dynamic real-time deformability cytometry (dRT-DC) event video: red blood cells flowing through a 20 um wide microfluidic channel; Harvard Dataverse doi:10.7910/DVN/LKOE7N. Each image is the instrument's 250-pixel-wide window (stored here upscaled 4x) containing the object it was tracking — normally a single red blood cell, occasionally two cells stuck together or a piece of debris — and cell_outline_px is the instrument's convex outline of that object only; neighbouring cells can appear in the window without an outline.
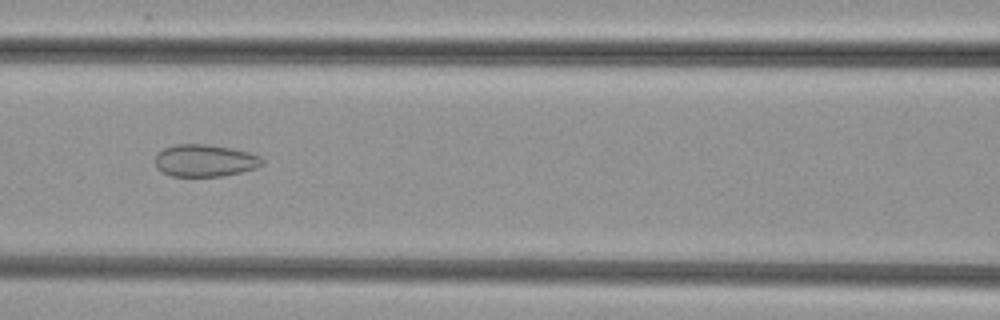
{"species": "common noctule bat (a hibernating species)", "species_latin": "Nyctalus noctula", "temperature_condition": "cold", "stored_images_in_passage": 52, "camera_frame_rate_fps": 3000, "um_per_image_px": 0.085, "animal": {"sex": "female", "body_mass_g": 29.2, "forearm_length_mm": 56.3}, "frame": {"image": 1, "passage_image": 23, "time_ms": 7.333, "image_size_px": [1000, 320], "cell_outline_px": [[264, 164], [256, 168], [240, 172], [220, 176], [172, 176], [156, 168], [156, 156], [164, 148], [176, 144], [204, 144], [232, 148], [248, 152], [260, 156], [264, 160]], "centroid_in_image_um": [17.44, 13.64], "position_along_channel_um": 149.2, "area_um2": 19.94}}
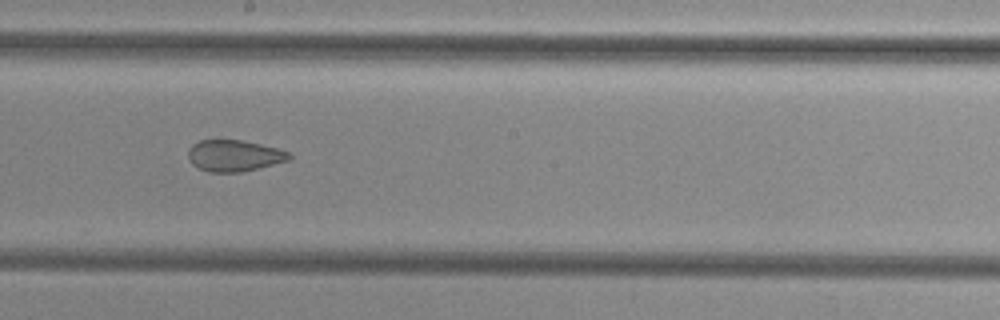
{"frame": {"image": 2, "passage_image": 29, "time_ms": 9.333, "image_size_px": [1000, 320], "cell_outline_px": [[292, 156], [288, 160], [240, 172], [208, 172], [196, 168], [188, 160], [188, 148], [192, 144], [200, 140], [240, 140], [260, 144], [292, 152]], "centroid_in_image_um": [19.85, 13.23], "position_along_channel_um": 228.3, "area_um2": 18.5}}
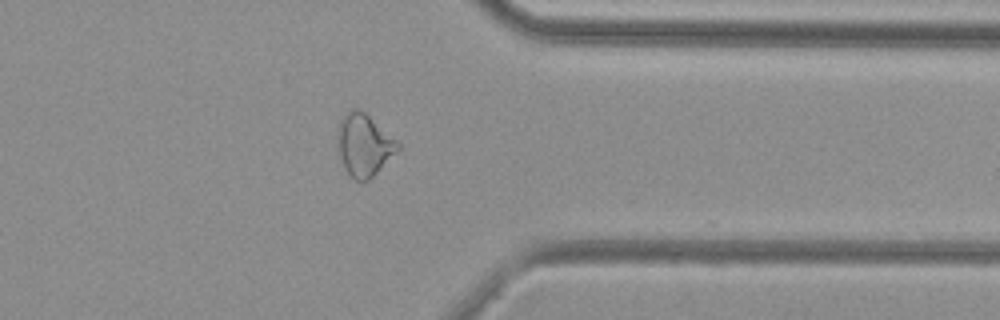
{"frame": {"image": 3, "passage_image": 41, "time_ms": 13.333, "image_size_px": [1000, 320], "cell_outline_px": [[400, 148], [368, 180], [356, 180], [344, 168], [340, 156], [340, 120], [352, 108], [360, 108], [400, 144]], "centroid_in_image_um": [30.96, 12.31], "position_along_channel_um": 380.4, "area_um2": 20.75}}